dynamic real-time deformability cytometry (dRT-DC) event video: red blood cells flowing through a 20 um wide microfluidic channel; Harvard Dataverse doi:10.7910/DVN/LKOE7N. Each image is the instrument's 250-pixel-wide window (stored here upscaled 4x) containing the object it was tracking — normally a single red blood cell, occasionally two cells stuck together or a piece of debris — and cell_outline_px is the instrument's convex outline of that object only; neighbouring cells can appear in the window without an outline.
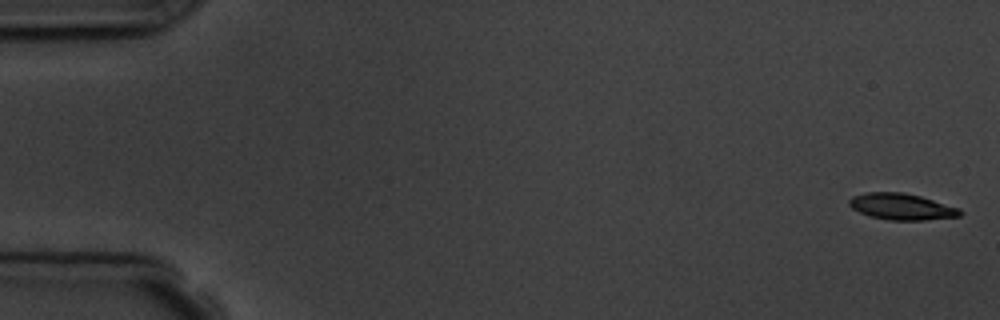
{"species": "common noctule bat (a hibernating species)", "species_latin": "Nyctalus noctula", "temperature_condition": "room temperature", "stored_images_in_passage": 5, "camera_frame_rate_fps": 3000, "um_per_image_px": 0.085, "animal": {"sex": "male", "body_mass_g": 19.5, "forearm_length_mm": 54.6}, "frame": {"image": 1, "passage_image": 1, "time_ms": 0.0, "image_size_px": [1000, 320], "cell_outline_px": [[964, 212], [960, 216], [924, 220], [888, 220], [868, 216], [852, 208], [848, 204], [848, 200], [852, 196], [864, 192], [904, 192], [920, 196], [960, 208]], "centroid_in_image_um": [76.62, 17.56], "position_along_channel_um": 8.4, "area_um2": 17.17}}
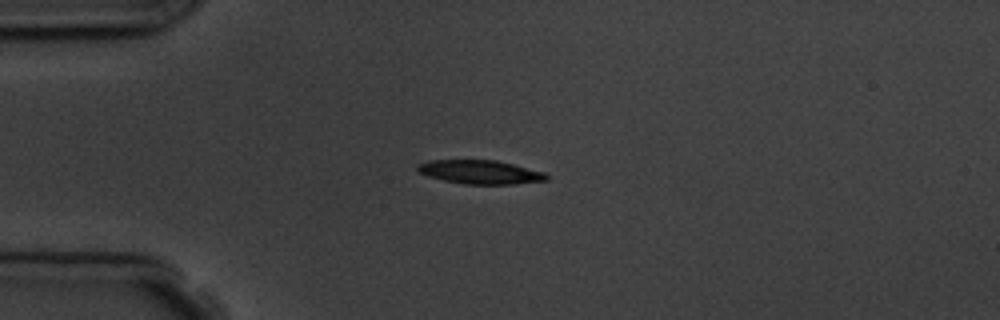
{"frame": {"image": 2, "passage_image": 5, "time_ms": 4.333, "image_size_px": [1000, 320], "cell_outline_px": [[548, 180], [512, 184], [464, 184], [444, 180], [428, 176], [420, 172], [416, 168], [420, 164], [428, 160], [496, 160], [544, 172], [548, 176]], "centroid_in_image_um": [40.82, 14.62], "position_along_channel_um": 44.2, "area_um2": 17.63}}